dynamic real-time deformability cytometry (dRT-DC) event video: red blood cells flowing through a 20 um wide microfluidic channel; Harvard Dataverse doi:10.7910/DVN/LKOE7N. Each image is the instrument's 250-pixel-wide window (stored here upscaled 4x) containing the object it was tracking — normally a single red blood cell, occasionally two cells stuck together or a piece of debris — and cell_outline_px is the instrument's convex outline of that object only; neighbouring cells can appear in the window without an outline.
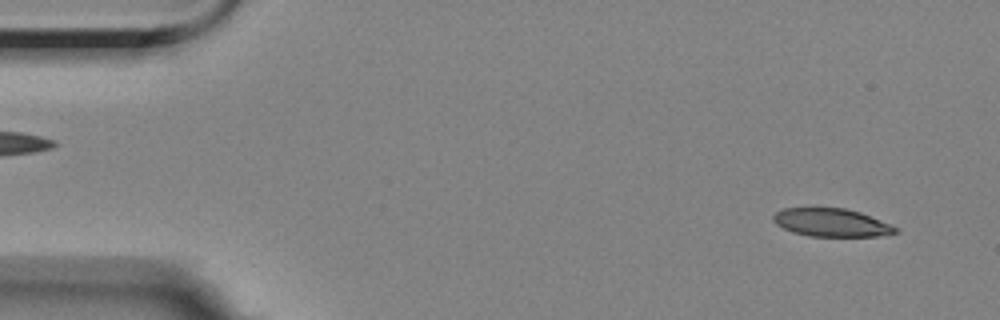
{"species": "Egyptian fruit bat (a non-hibernating species)", "species_latin": "Rousettus aegyptiacus", "temperature_condition": "room temperature", "stored_images_in_passage": 57, "segment_of_instrument_passage": [1, 2], "camera_frame_rate_fps": 3000, "um_per_image_px": 0.085, "animal": {"sex": "female"}, "frame": {"image": 1, "passage_image": 3, "time_ms": 0.667, "image_size_px": [1000, 320], "cell_outline_px": [[900, 232], [880, 236], [808, 236], [792, 232], [776, 224], [772, 220], [772, 216], [776, 212], [784, 208], [844, 208], [860, 212], [888, 224], [896, 228]], "centroid_in_image_um": [70.63, 18.92], "position_along_channel_um": 14.4, "area_um2": 19.83}}
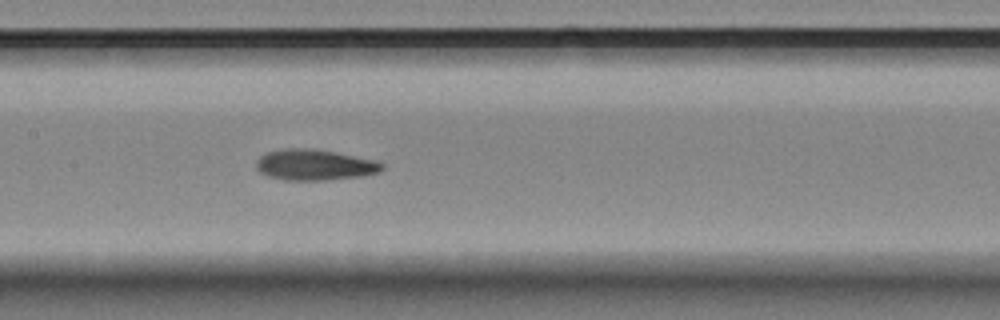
{"frame": {"image": 2, "passage_image": 26, "time_ms": 8.333, "image_size_px": [1000, 320], "cell_outline_px": [[384, 168], [380, 172], [364, 176], [328, 180], [284, 180], [268, 176], [260, 172], [256, 168], [256, 160], [260, 156], [268, 152], [280, 148], [316, 148], [376, 160], [384, 164]], "centroid_in_image_um": [26.76, 14.01], "position_along_channel_um": 180.6, "area_um2": 23.0}}
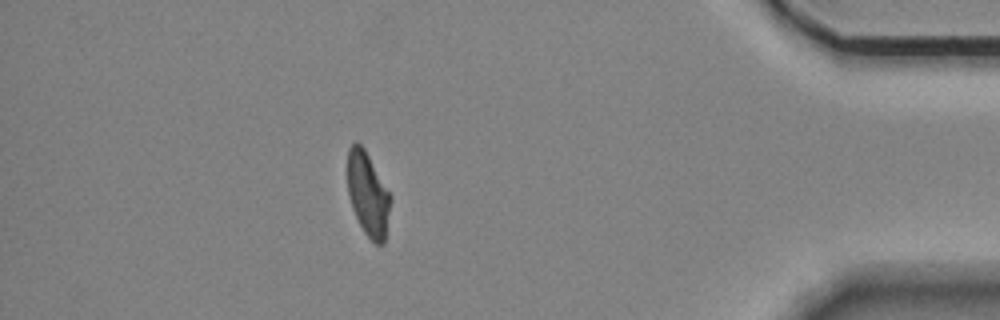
{"frame": {"image": 3, "passage_image": 49, "time_ms": 16.0, "image_size_px": [1000, 320], "cell_outline_px": [[392, 200], [384, 244], [376, 244], [364, 232], [352, 208], [348, 192], [348, 148], [356, 140], [364, 148], [392, 196]], "centroid_in_image_um": [31.29, 16.5], "position_along_channel_um": 403.9, "area_um2": 20.98}}